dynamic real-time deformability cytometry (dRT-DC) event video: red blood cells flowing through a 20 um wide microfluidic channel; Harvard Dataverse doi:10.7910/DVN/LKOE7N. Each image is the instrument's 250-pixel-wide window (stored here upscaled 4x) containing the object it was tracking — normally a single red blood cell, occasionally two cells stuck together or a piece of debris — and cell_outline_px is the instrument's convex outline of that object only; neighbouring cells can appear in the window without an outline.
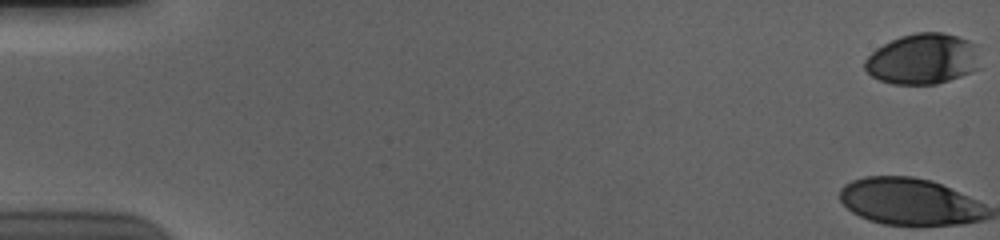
{"species": "human", "species_latin": "Homo sapiens", "temperature_condition": "cold", "stored_images_in_passage": 50, "camera_frame_rate_fps": 3000, "um_per_image_px": 0.085, "donor": {"sex": "male"}, "frame": {"image": 1, "passage_image": 1, "time_ms": 0.0, "image_size_px": [1000, 240], "cell_outline_px": [[980, 68], [960, 76], [936, 84], [892, 84], [880, 80], [872, 76], [864, 68], [864, 60], [876, 48], [900, 36], [916, 32], [940, 32], [956, 36], [968, 40], [976, 44]], "centroid_in_image_um": [78.43, 5.01], "position_along_channel_um": 6.6, "area_um2": 34.04}}